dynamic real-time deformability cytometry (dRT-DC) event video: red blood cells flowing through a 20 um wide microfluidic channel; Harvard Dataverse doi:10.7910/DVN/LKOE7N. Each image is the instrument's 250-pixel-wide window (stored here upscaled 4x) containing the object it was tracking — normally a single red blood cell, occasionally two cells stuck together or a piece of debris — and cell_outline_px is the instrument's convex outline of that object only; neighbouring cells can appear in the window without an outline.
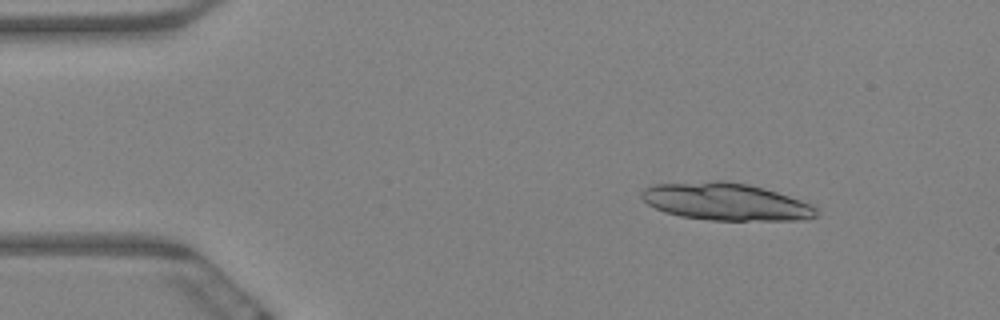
{"species": "Egyptian fruit bat (a non-hibernating species)", "species_latin": "Rousettus aegyptiacus", "temperature_condition": "warm", "stored_images_in_passage": 6, "camera_frame_rate_fps": 3000, "um_per_image_px": 0.085, "animal": {"sex": "female"}, "frame": {"image": 1, "passage_image": 3, "time_ms": 0.667, "image_size_px": [1000, 320], "cell_outline_px": [[820, 216], [808, 220], [708, 220], [680, 216], [664, 212], [648, 204], [640, 196], [640, 192], [644, 188], [652, 184], [716, 180], [724, 180], [748, 184], [764, 188], [812, 204], [820, 212]], "centroid_in_image_um": [61.71, 17.14], "position_along_channel_um": 23.3, "area_um2": 38.44}}